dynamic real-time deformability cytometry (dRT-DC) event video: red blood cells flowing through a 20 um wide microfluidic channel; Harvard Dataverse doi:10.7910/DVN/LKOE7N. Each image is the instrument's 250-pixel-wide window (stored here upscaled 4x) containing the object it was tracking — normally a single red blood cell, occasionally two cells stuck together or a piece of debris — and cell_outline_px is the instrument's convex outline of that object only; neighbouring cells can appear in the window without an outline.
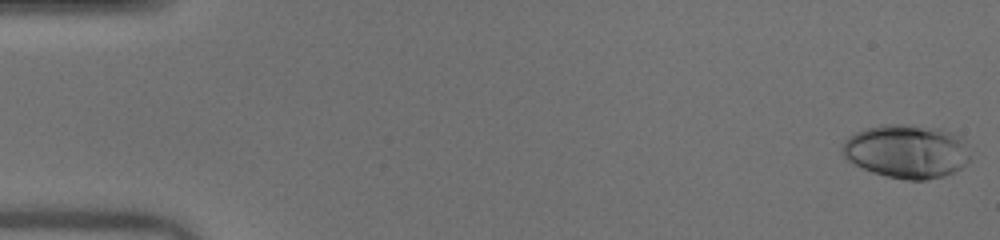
{"species": "human", "species_latin": "Homo sapiens", "temperature_condition": "warm", "stored_images_in_passage": 51, "camera_frame_rate_fps": 3000, "um_per_image_px": 0.085, "donor": {"sex": "male"}, "frame": {"image": 1, "passage_image": 1, "time_ms": 0.0, "image_size_px": [1000, 240], "cell_outline_px": [[972, 160], [960, 168], [944, 176], [928, 180], [904, 180], [884, 176], [872, 172], [848, 160], [844, 156], [844, 140], [848, 136], [864, 128], [880, 124], [900, 124], [940, 128], [952, 132], [960, 136], [964, 140], [972, 156]], "centroid_in_image_um": [77.12, 12.86], "position_along_channel_um": 7.9, "area_um2": 40.34}}
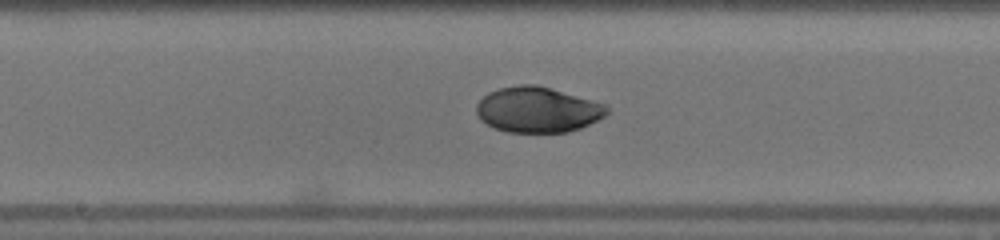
{"frame": {"image": 2, "passage_image": 27, "time_ms": 8.667, "image_size_px": [1000, 240], "cell_outline_px": [[608, 112], [604, 116], [580, 128], [568, 132], [508, 132], [492, 128], [480, 120], [476, 112], [476, 104], [488, 92], [500, 88], [520, 84], [536, 84], [552, 88], [604, 104], [608, 108]], "centroid_in_image_um": [45.65, 9.32], "position_along_channel_um": 202.6, "area_um2": 34.56}}
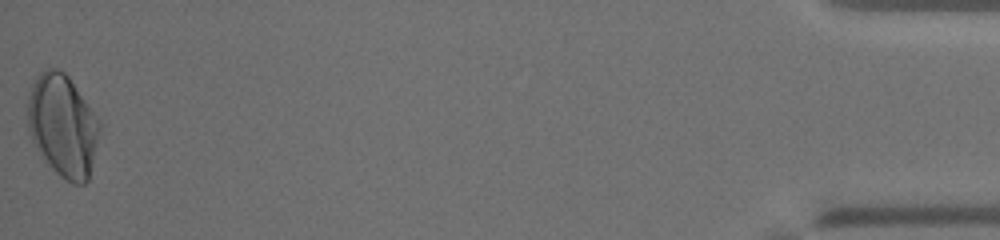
{"frame": {"image": 3, "passage_image": 51, "time_ms": 16.667, "image_size_px": [1000, 240], "cell_outline_px": [[100, 128], [88, 180], [84, 184], [72, 184], [64, 180], [44, 160], [36, 148], [28, 132], [28, 96], [32, 84], [36, 76], [44, 68], [56, 68], [64, 72], [68, 76], [100, 120]], "centroid_in_image_um": [5.32, 10.67], "position_along_channel_um": 429.9, "area_um2": 42.83}, "authors_computed_cell_mechanics": {"area_um2": 35.547, "velocity_mm_per_s": 4.0477, "shape_relaxation_time_tau1_ms": 6.7203, "shape_relaxation_time_tau2_ms": 0.9178, "deformation_change_tau1": 0.242, "deformation_change_tau2": 0.0247}}